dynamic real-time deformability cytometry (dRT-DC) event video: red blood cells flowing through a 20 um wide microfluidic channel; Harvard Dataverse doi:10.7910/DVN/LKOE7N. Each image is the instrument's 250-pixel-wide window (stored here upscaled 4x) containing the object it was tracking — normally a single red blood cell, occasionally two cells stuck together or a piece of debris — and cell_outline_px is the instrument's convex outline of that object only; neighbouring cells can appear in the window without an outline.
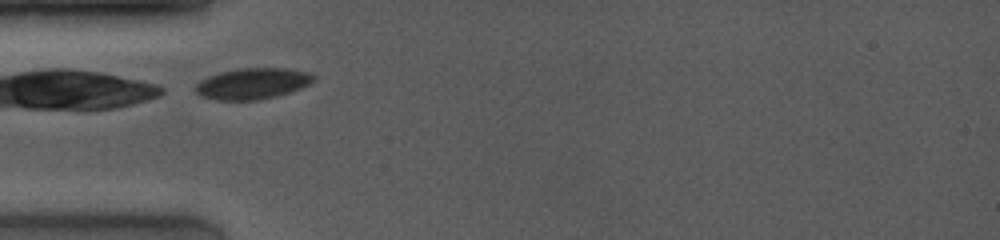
{"species": "common noctule bat (a hibernating species)", "species_latin": "Nyctalus noctula", "temperature_condition": "room temperature", "stored_images_in_passage": 30, "camera_frame_rate_fps": 4000, "um_per_image_px": 0.085, "animal": {"sex": "female", "body_mass_g": 19.0, "forearm_length_mm": 53.3}, "frame": {"image": 1, "passage_image": 1, "time_ms": 0.0, "image_size_px": [1000, 240], "cell_outline_px": [[316, 76], [308, 84], [300, 88], [276, 96], [256, 100], [220, 100], [200, 96], [196, 92], [196, 84], [200, 80], [208, 76], [220, 72], [236, 68], [284, 68], [312, 72]], "centroid_in_image_um": [21.45, 7.09], "position_along_channel_um": 63.5, "area_um2": 21.33}}
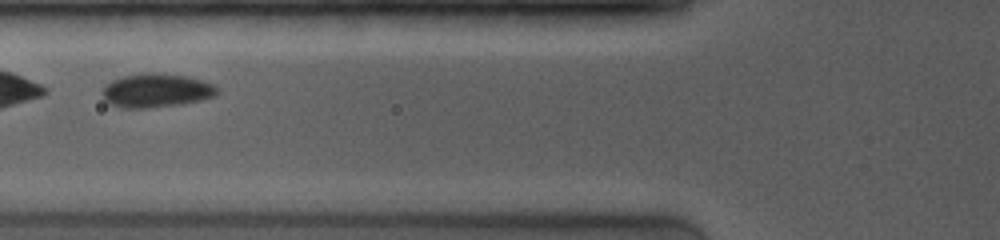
{"frame": {"image": 2, "passage_image": 5, "time_ms": 1.25, "image_size_px": [1000, 240], "cell_outline_px": [[220, 88], [216, 96], [200, 100], [180, 104], [148, 108], [120, 108], [108, 104], [104, 100], [100, 92], [104, 84], [112, 80], [124, 76], [148, 72], [156, 72], [184, 76], [200, 80], [212, 84]], "centroid_in_image_um": [13.22, 7.7], "position_along_channel_um": 112.6, "area_um2": 22.89}}
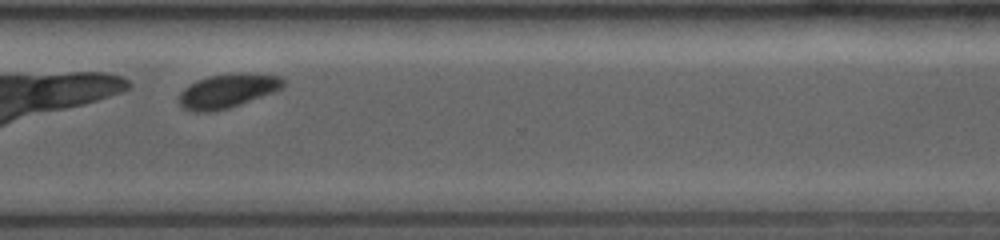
{"frame": {"image": 3, "passage_image": 26, "time_ms": 7.25, "image_size_px": [1000, 240], "cell_outline_px": [[288, 80], [284, 88], [276, 92], [228, 108], [212, 112], [192, 112], [180, 108], [180, 92], [188, 84], [196, 80], [208, 76], [236, 72], [252, 72], [284, 76]], "centroid_in_image_um": [19.42, 7.7], "position_along_channel_um": 351.2, "area_um2": 21.5}, "authors_computed_cell_mechanics": {"area_um2": 21.5016, "velocity_mm_per_s": 3.9813, "shape_relaxation_time_tau1_ms": 0.7713, "shape_relaxation_time_tau2_ms": null, "deformation_change_tau1": 0.0664, "deformation_change_tau2": null}}